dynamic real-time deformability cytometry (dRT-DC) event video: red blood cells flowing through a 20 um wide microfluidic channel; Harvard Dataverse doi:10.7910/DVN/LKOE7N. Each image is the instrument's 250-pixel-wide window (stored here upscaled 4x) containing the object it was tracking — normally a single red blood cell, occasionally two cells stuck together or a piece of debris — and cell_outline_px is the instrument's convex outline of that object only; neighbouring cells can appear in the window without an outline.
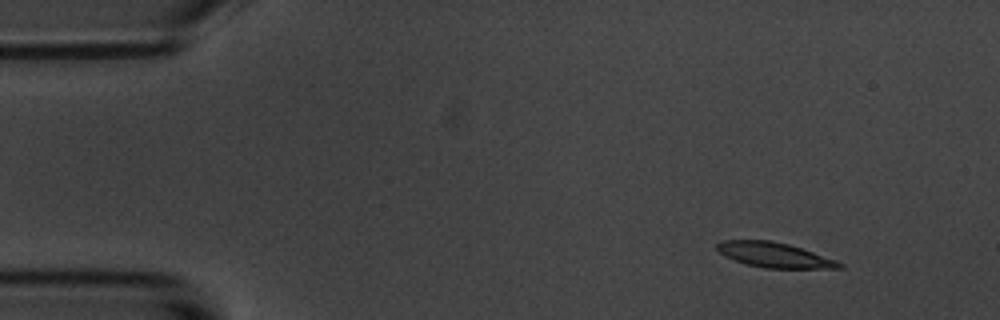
{"species": "common noctule bat (a hibernating species)", "species_latin": "Nyctalus noctula", "temperature_condition": "room temperature", "stored_images_in_passage": 4, "camera_frame_rate_fps": 3000, "um_per_image_px": 0.085, "animal": {"sex": "male", "body_mass_g": 20.1, "forearm_length_mm": 53.5}, "frame": {"image": 1, "passage_image": 1, "time_ms": 0.0, "image_size_px": [1000, 320], "cell_outline_px": [[844, 268], [764, 268], [748, 264], [724, 256], [716, 248], [716, 244], [720, 240], [768, 240], [788, 244], [836, 260], [844, 264]], "centroid_in_image_um": [65.8, 21.67], "position_along_channel_um": 19.2, "area_um2": 17.57}}